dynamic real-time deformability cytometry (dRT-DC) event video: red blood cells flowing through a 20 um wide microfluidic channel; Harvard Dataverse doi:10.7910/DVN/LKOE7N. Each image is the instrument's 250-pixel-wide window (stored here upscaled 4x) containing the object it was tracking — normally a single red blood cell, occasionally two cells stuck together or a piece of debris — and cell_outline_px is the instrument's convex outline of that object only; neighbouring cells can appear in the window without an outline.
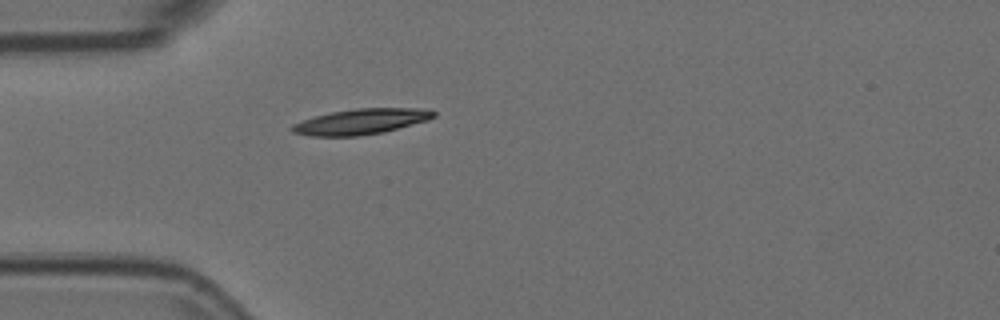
{"species": "Egyptian fruit bat (a non-hibernating species)", "species_latin": "Rousettus aegyptiacus", "temperature_condition": "room temperature", "stored_images_in_passage": 6, "camera_frame_rate_fps": 3000, "um_per_image_px": 0.085, "animal": {"sex": "female"}, "frame": {"image": 1, "passage_image": 1, "time_ms": 0.0, "image_size_px": [1000, 320], "cell_outline_px": [[436, 116], [428, 120], [384, 132], [356, 136], [308, 136], [292, 132], [288, 128], [292, 124], [316, 116], [332, 112], [356, 108], [416, 108], [436, 112]], "centroid_in_image_um": [30.65, 10.34], "position_along_channel_um": 54.3, "area_um2": 20.98}}
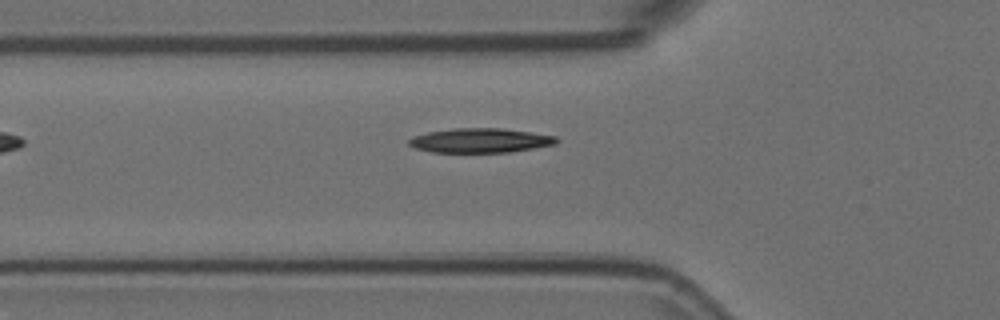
{"frame": {"image": 2, "passage_image": 4, "time_ms": 1.0, "image_size_px": [1000, 320], "cell_outline_px": [[560, 140], [556, 144], [508, 152], [432, 152], [416, 148], [408, 144], [408, 140], [412, 136], [428, 132], [452, 128], [500, 128], [556, 136]], "centroid_in_image_um": [40.8, 11.93], "position_along_channel_um": 85.0, "area_um2": 20.87}}